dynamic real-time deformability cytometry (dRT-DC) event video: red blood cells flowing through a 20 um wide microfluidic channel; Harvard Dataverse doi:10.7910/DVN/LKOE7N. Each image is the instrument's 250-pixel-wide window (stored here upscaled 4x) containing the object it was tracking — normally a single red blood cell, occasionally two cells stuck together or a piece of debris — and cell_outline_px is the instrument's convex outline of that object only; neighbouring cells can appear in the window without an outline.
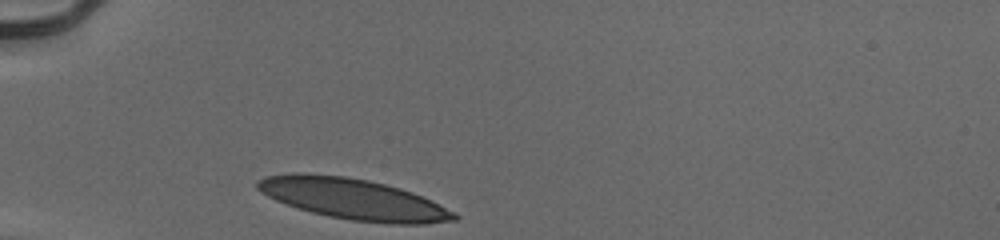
{"species": "human", "species_latin": "Homo sapiens", "temperature_condition": "cold", "stored_images_in_passage": 29, "camera_frame_rate_fps": 3000, "um_per_image_px": 0.085, "donor": {"sex": "male"}, "frame": {"image": 1, "passage_image": 1, "time_ms": 0.0, "image_size_px": [1000, 240], "cell_outline_px": [[460, 216], [456, 220], [424, 224], [388, 224], [352, 220], [328, 216], [312, 212], [276, 200], [260, 192], [256, 188], [256, 180], [264, 176], [292, 172], [304, 172], [344, 176], [368, 180], [400, 188], [412, 192], [432, 200]], "centroid_in_image_um": [30.0, 16.9], "position_along_channel_um": 55.0, "area_um2": 46.93}}
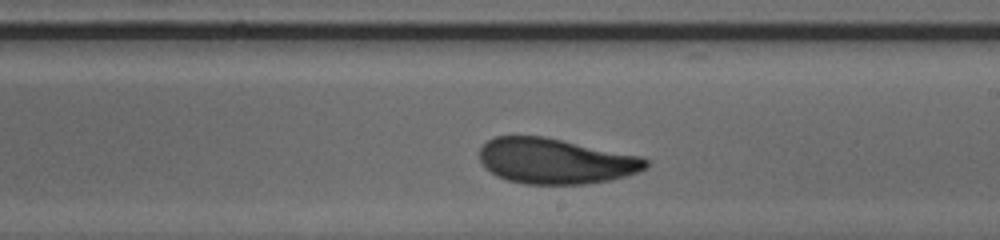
{"frame": {"image": 2, "passage_image": 17, "time_ms": 5.333, "image_size_px": [1000, 240], "cell_outline_px": [[648, 168], [640, 172], [608, 180], [588, 184], [524, 184], [508, 180], [496, 176], [484, 168], [480, 160], [480, 148], [488, 140], [496, 136], [544, 136], [640, 156], [648, 160]], "centroid_in_image_um": [47.2, 13.69], "position_along_channel_um": 241.8, "area_um2": 44.16}}
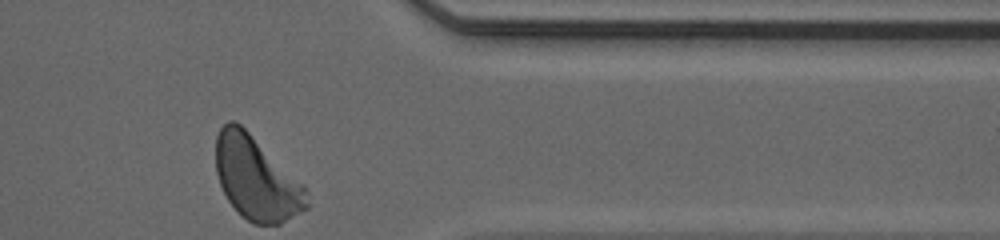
{"frame": {"image": 3, "passage_image": 29, "time_ms": 9.333, "image_size_px": [1000, 240], "cell_outline_px": [[308, 208], [280, 224], [256, 224], [240, 216], [236, 212], [228, 200], [220, 184], [216, 172], [216, 136], [220, 128], [228, 120], [232, 120], [240, 124], [304, 184], [308, 192]], "centroid_in_image_um": [21.79, 15.18], "position_along_channel_um": 389.6, "area_um2": 44.16}, "authors_computed_cell_mechanics": {"area_um2": 44.7372, "velocity_mm_per_s": 3.8993, "shape_relaxation_time_tau1_ms": 2.9747, "shape_relaxation_time_tau2_ms": 1.2485, "deformation_change_tau1": 0.1525, "deformation_change_tau2": 0.0728}}